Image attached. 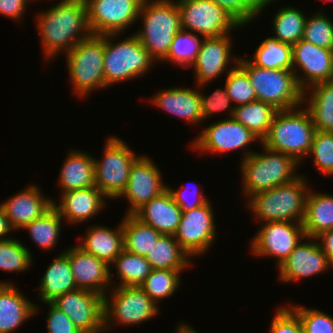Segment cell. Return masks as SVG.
Returning <instances> with one entry per match:
<instances>
[{
  "label": "cell",
  "instance_id": "obj_28",
  "mask_svg": "<svg viewBox=\"0 0 333 333\" xmlns=\"http://www.w3.org/2000/svg\"><path fill=\"white\" fill-rule=\"evenodd\" d=\"M68 255L63 251L49 264L40 281L39 299L52 302L56 297L77 290Z\"/></svg>",
  "mask_w": 333,
  "mask_h": 333
},
{
  "label": "cell",
  "instance_id": "obj_46",
  "mask_svg": "<svg viewBox=\"0 0 333 333\" xmlns=\"http://www.w3.org/2000/svg\"><path fill=\"white\" fill-rule=\"evenodd\" d=\"M291 308L298 314L304 333H333V317L317 309L294 305Z\"/></svg>",
  "mask_w": 333,
  "mask_h": 333
},
{
  "label": "cell",
  "instance_id": "obj_12",
  "mask_svg": "<svg viewBox=\"0 0 333 333\" xmlns=\"http://www.w3.org/2000/svg\"><path fill=\"white\" fill-rule=\"evenodd\" d=\"M92 34H121L139 19L143 0H84Z\"/></svg>",
  "mask_w": 333,
  "mask_h": 333
},
{
  "label": "cell",
  "instance_id": "obj_53",
  "mask_svg": "<svg viewBox=\"0 0 333 333\" xmlns=\"http://www.w3.org/2000/svg\"><path fill=\"white\" fill-rule=\"evenodd\" d=\"M12 229L13 228L11 227L7 216L5 215V212L0 205V241L11 239L6 236Z\"/></svg>",
  "mask_w": 333,
  "mask_h": 333
},
{
  "label": "cell",
  "instance_id": "obj_35",
  "mask_svg": "<svg viewBox=\"0 0 333 333\" xmlns=\"http://www.w3.org/2000/svg\"><path fill=\"white\" fill-rule=\"evenodd\" d=\"M250 59L255 66L266 69H292V45L268 37Z\"/></svg>",
  "mask_w": 333,
  "mask_h": 333
},
{
  "label": "cell",
  "instance_id": "obj_36",
  "mask_svg": "<svg viewBox=\"0 0 333 333\" xmlns=\"http://www.w3.org/2000/svg\"><path fill=\"white\" fill-rule=\"evenodd\" d=\"M111 264L117 269V279H120L118 286H140L153 270L145 257L126 250H123Z\"/></svg>",
  "mask_w": 333,
  "mask_h": 333
},
{
  "label": "cell",
  "instance_id": "obj_41",
  "mask_svg": "<svg viewBox=\"0 0 333 333\" xmlns=\"http://www.w3.org/2000/svg\"><path fill=\"white\" fill-rule=\"evenodd\" d=\"M233 59L235 60V66L225 72L227 74L225 87L228 96L231 98V101H234L238 105L257 101V96L247 73L238 65L239 57L234 58L233 56Z\"/></svg>",
  "mask_w": 333,
  "mask_h": 333
},
{
  "label": "cell",
  "instance_id": "obj_13",
  "mask_svg": "<svg viewBox=\"0 0 333 333\" xmlns=\"http://www.w3.org/2000/svg\"><path fill=\"white\" fill-rule=\"evenodd\" d=\"M51 303L64 312L81 333L105 332L103 295L77 289L56 297Z\"/></svg>",
  "mask_w": 333,
  "mask_h": 333
},
{
  "label": "cell",
  "instance_id": "obj_38",
  "mask_svg": "<svg viewBox=\"0 0 333 333\" xmlns=\"http://www.w3.org/2000/svg\"><path fill=\"white\" fill-rule=\"evenodd\" d=\"M62 219L59 212L52 207L43 216L25 225L23 229H27L34 243L43 250H49L55 247L58 241Z\"/></svg>",
  "mask_w": 333,
  "mask_h": 333
},
{
  "label": "cell",
  "instance_id": "obj_5",
  "mask_svg": "<svg viewBox=\"0 0 333 333\" xmlns=\"http://www.w3.org/2000/svg\"><path fill=\"white\" fill-rule=\"evenodd\" d=\"M301 176L248 198V207L256 219L264 222L289 221L302 223L305 216L308 186Z\"/></svg>",
  "mask_w": 333,
  "mask_h": 333
},
{
  "label": "cell",
  "instance_id": "obj_7",
  "mask_svg": "<svg viewBox=\"0 0 333 333\" xmlns=\"http://www.w3.org/2000/svg\"><path fill=\"white\" fill-rule=\"evenodd\" d=\"M118 35L104 34L103 67L106 87L141 77L156 62L135 34L116 44L111 43V39Z\"/></svg>",
  "mask_w": 333,
  "mask_h": 333
},
{
  "label": "cell",
  "instance_id": "obj_19",
  "mask_svg": "<svg viewBox=\"0 0 333 333\" xmlns=\"http://www.w3.org/2000/svg\"><path fill=\"white\" fill-rule=\"evenodd\" d=\"M306 239L309 242L300 241L289 257L277 267L281 281L288 283L303 277L308 278L332 268L321 246L316 242L317 238L306 237Z\"/></svg>",
  "mask_w": 333,
  "mask_h": 333
},
{
  "label": "cell",
  "instance_id": "obj_11",
  "mask_svg": "<svg viewBox=\"0 0 333 333\" xmlns=\"http://www.w3.org/2000/svg\"><path fill=\"white\" fill-rule=\"evenodd\" d=\"M111 301V302H110ZM104 296V328H111V321L119 324H139L158 313V305L140 286H114L111 300ZM112 315V316H111ZM112 317V319H111Z\"/></svg>",
  "mask_w": 333,
  "mask_h": 333
},
{
  "label": "cell",
  "instance_id": "obj_16",
  "mask_svg": "<svg viewBox=\"0 0 333 333\" xmlns=\"http://www.w3.org/2000/svg\"><path fill=\"white\" fill-rule=\"evenodd\" d=\"M298 69L302 70L305 77L296 74ZM292 70L299 86L304 90L306 102L308 86L310 88L316 83L333 80V49L321 48L300 39L292 45Z\"/></svg>",
  "mask_w": 333,
  "mask_h": 333
},
{
  "label": "cell",
  "instance_id": "obj_45",
  "mask_svg": "<svg viewBox=\"0 0 333 333\" xmlns=\"http://www.w3.org/2000/svg\"><path fill=\"white\" fill-rule=\"evenodd\" d=\"M308 156H314L321 173L333 175V132L316 130Z\"/></svg>",
  "mask_w": 333,
  "mask_h": 333
},
{
  "label": "cell",
  "instance_id": "obj_52",
  "mask_svg": "<svg viewBox=\"0 0 333 333\" xmlns=\"http://www.w3.org/2000/svg\"><path fill=\"white\" fill-rule=\"evenodd\" d=\"M316 238L318 241L321 240L319 245L327 256L330 266L333 268V229L321 233Z\"/></svg>",
  "mask_w": 333,
  "mask_h": 333
},
{
  "label": "cell",
  "instance_id": "obj_23",
  "mask_svg": "<svg viewBox=\"0 0 333 333\" xmlns=\"http://www.w3.org/2000/svg\"><path fill=\"white\" fill-rule=\"evenodd\" d=\"M60 196V204L53 202V207L70 224L92 219L106 205V196L96 186L67 191Z\"/></svg>",
  "mask_w": 333,
  "mask_h": 333
},
{
  "label": "cell",
  "instance_id": "obj_21",
  "mask_svg": "<svg viewBox=\"0 0 333 333\" xmlns=\"http://www.w3.org/2000/svg\"><path fill=\"white\" fill-rule=\"evenodd\" d=\"M229 36V34H226L202 39L200 50L191 65L198 86H203L212 79H216L226 70V66L232 60V57H230L232 55V41Z\"/></svg>",
  "mask_w": 333,
  "mask_h": 333
},
{
  "label": "cell",
  "instance_id": "obj_22",
  "mask_svg": "<svg viewBox=\"0 0 333 333\" xmlns=\"http://www.w3.org/2000/svg\"><path fill=\"white\" fill-rule=\"evenodd\" d=\"M42 195L37 186L29 185L1 204L13 230L22 229L53 207L54 200Z\"/></svg>",
  "mask_w": 333,
  "mask_h": 333
},
{
  "label": "cell",
  "instance_id": "obj_43",
  "mask_svg": "<svg viewBox=\"0 0 333 333\" xmlns=\"http://www.w3.org/2000/svg\"><path fill=\"white\" fill-rule=\"evenodd\" d=\"M303 40L315 46L333 49V22L322 12L306 19Z\"/></svg>",
  "mask_w": 333,
  "mask_h": 333
},
{
  "label": "cell",
  "instance_id": "obj_50",
  "mask_svg": "<svg viewBox=\"0 0 333 333\" xmlns=\"http://www.w3.org/2000/svg\"><path fill=\"white\" fill-rule=\"evenodd\" d=\"M186 186V185H185ZM185 186H181V189L179 190H174L173 188H170L169 186H167V188L169 189V191L172 193V196L176 202V204L181 208L182 211H189L192 210L194 208H197L203 204H205L208 199L203 195V193H201L197 188L196 190L191 189L189 190V188L187 189ZM186 191H190L188 192L191 197H194V200L192 199L191 201L188 200V195L186 196L187 193H185V189ZM188 197V198H187Z\"/></svg>",
  "mask_w": 333,
  "mask_h": 333
},
{
  "label": "cell",
  "instance_id": "obj_30",
  "mask_svg": "<svg viewBox=\"0 0 333 333\" xmlns=\"http://www.w3.org/2000/svg\"><path fill=\"white\" fill-rule=\"evenodd\" d=\"M302 225L306 237L313 238L333 229V195L309 190Z\"/></svg>",
  "mask_w": 333,
  "mask_h": 333
},
{
  "label": "cell",
  "instance_id": "obj_26",
  "mask_svg": "<svg viewBox=\"0 0 333 333\" xmlns=\"http://www.w3.org/2000/svg\"><path fill=\"white\" fill-rule=\"evenodd\" d=\"M154 95L151 98L152 103L163 111L183 118L191 124L203 121L199 91L180 87L162 90Z\"/></svg>",
  "mask_w": 333,
  "mask_h": 333
},
{
  "label": "cell",
  "instance_id": "obj_27",
  "mask_svg": "<svg viewBox=\"0 0 333 333\" xmlns=\"http://www.w3.org/2000/svg\"><path fill=\"white\" fill-rule=\"evenodd\" d=\"M86 231L83 242L78 246L111 266L114 259L124 250L122 222L115 230L96 225Z\"/></svg>",
  "mask_w": 333,
  "mask_h": 333
},
{
  "label": "cell",
  "instance_id": "obj_51",
  "mask_svg": "<svg viewBox=\"0 0 333 333\" xmlns=\"http://www.w3.org/2000/svg\"><path fill=\"white\" fill-rule=\"evenodd\" d=\"M29 0H0V14L20 21Z\"/></svg>",
  "mask_w": 333,
  "mask_h": 333
},
{
  "label": "cell",
  "instance_id": "obj_3",
  "mask_svg": "<svg viewBox=\"0 0 333 333\" xmlns=\"http://www.w3.org/2000/svg\"><path fill=\"white\" fill-rule=\"evenodd\" d=\"M315 132L316 128L307 108L300 110L299 106L278 110L269 132L261 144L270 150L290 155L301 162L308 156Z\"/></svg>",
  "mask_w": 333,
  "mask_h": 333
},
{
  "label": "cell",
  "instance_id": "obj_37",
  "mask_svg": "<svg viewBox=\"0 0 333 333\" xmlns=\"http://www.w3.org/2000/svg\"><path fill=\"white\" fill-rule=\"evenodd\" d=\"M308 17L297 8L286 6L279 9L273 19V31L279 42L293 45L303 37L305 22Z\"/></svg>",
  "mask_w": 333,
  "mask_h": 333
},
{
  "label": "cell",
  "instance_id": "obj_40",
  "mask_svg": "<svg viewBox=\"0 0 333 333\" xmlns=\"http://www.w3.org/2000/svg\"><path fill=\"white\" fill-rule=\"evenodd\" d=\"M200 38L196 33L181 29L175 34L170 50L162 61L175 62L183 68L191 67L202 44Z\"/></svg>",
  "mask_w": 333,
  "mask_h": 333
},
{
  "label": "cell",
  "instance_id": "obj_33",
  "mask_svg": "<svg viewBox=\"0 0 333 333\" xmlns=\"http://www.w3.org/2000/svg\"><path fill=\"white\" fill-rule=\"evenodd\" d=\"M306 104L313 124L318 131L333 132V80L312 86Z\"/></svg>",
  "mask_w": 333,
  "mask_h": 333
},
{
  "label": "cell",
  "instance_id": "obj_31",
  "mask_svg": "<svg viewBox=\"0 0 333 333\" xmlns=\"http://www.w3.org/2000/svg\"><path fill=\"white\" fill-rule=\"evenodd\" d=\"M277 109L269 103L254 101L236 105L229 110V116L251 130L261 141L266 137Z\"/></svg>",
  "mask_w": 333,
  "mask_h": 333
},
{
  "label": "cell",
  "instance_id": "obj_25",
  "mask_svg": "<svg viewBox=\"0 0 333 333\" xmlns=\"http://www.w3.org/2000/svg\"><path fill=\"white\" fill-rule=\"evenodd\" d=\"M37 307L10 282H0V333H12L18 329L37 313Z\"/></svg>",
  "mask_w": 333,
  "mask_h": 333
},
{
  "label": "cell",
  "instance_id": "obj_18",
  "mask_svg": "<svg viewBox=\"0 0 333 333\" xmlns=\"http://www.w3.org/2000/svg\"><path fill=\"white\" fill-rule=\"evenodd\" d=\"M160 169L147 156H140L132 165L125 190L118 197H126L130 206L126 214H133L143 204L167 189Z\"/></svg>",
  "mask_w": 333,
  "mask_h": 333
},
{
  "label": "cell",
  "instance_id": "obj_17",
  "mask_svg": "<svg viewBox=\"0 0 333 333\" xmlns=\"http://www.w3.org/2000/svg\"><path fill=\"white\" fill-rule=\"evenodd\" d=\"M206 127L198 138L193 141L192 148L196 151L224 153L241 150L253 141L260 139L233 117H228Z\"/></svg>",
  "mask_w": 333,
  "mask_h": 333
},
{
  "label": "cell",
  "instance_id": "obj_29",
  "mask_svg": "<svg viewBox=\"0 0 333 333\" xmlns=\"http://www.w3.org/2000/svg\"><path fill=\"white\" fill-rule=\"evenodd\" d=\"M94 157L80 150L70 151L60 170L62 192L95 186Z\"/></svg>",
  "mask_w": 333,
  "mask_h": 333
},
{
  "label": "cell",
  "instance_id": "obj_4",
  "mask_svg": "<svg viewBox=\"0 0 333 333\" xmlns=\"http://www.w3.org/2000/svg\"><path fill=\"white\" fill-rule=\"evenodd\" d=\"M138 17L144 20L143 29L134 34L154 60H163L182 29L176 0H143Z\"/></svg>",
  "mask_w": 333,
  "mask_h": 333
},
{
  "label": "cell",
  "instance_id": "obj_32",
  "mask_svg": "<svg viewBox=\"0 0 333 333\" xmlns=\"http://www.w3.org/2000/svg\"><path fill=\"white\" fill-rule=\"evenodd\" d=\"M189 257L174 235L162 234L145 258L153 269L185 270L191 264Z\"/></svg>",
  "mask_w": 333,
  "mask_h": 333
},
{
  "label": "cell",
  "instance_id": "obj_9",
  "mask_svg": "<svg viewBox=\"0 0 333 333\" xmlns=\"http://www.w3.org/2000/svg\"><path fill=\"white\" fill-rule=\"evenodd\" d=\"M102 160L94 158L95 186L106 198H118L128 183L135 155L123 140L112 136L107 139Z\"/></svg>",
  "mask_w": 333,
  "mask_h": 333
},
{
  "label": "cell",
  "instance_id": "obj_6",
  "mask_svg": "<svg viewBox=\"0 0 333 333\" xmlns=\"http://www.w3.org/2000/svg\"><path fill=\"white\" fill-rule=\"evenodd\" d=\"M238 65L247 73L257 101L269 103L277 110L296 108L304 103V90L292 69H266L242 57Z\"/></svg>",
  "mask_w": 333,
  "mask_h": 333
},
{
  "label": "cell",
  "instance_id": "obj_10",
  "mask_svg": "<svg viewBox=\"0 0 333 333\" xmlns=\"http://www.w3.org/2000/svg\"><path fill=\"white\" fill-rule=\"evenodd\" d=\"M181 27L203 36L219 37L241 25L211 0H176Z\"/></svg>",
  "mask_w": 333,
  "mask_h": 333
},
{
  "label": "cell",
  "instance_id": "obj_44",
  "mask_svg": "<svg viewBox=\"0 0 333 333\" xmlns=\"http://www.w3.org/2000/svg\"><path fill=\"white\" fill-rule=\"evenodd\" d=\"M230 14L241 26L251 22L276 0H211Z\"/></svg>",
  "mask_w": 333,
  "mask_h": 333
},
{
  "label": "cell",
  "instance_id": "obj_1",
  "mask_svg": "<svg viewBox=\"0 0 333 333\" xmlns=\"http://www.w3.org/2000/svg\"><path fill=\"white\" fill-rule=\"evenodd\" d=\"M36 22L46 59H52L61 50L67 53L92 34L84 0H62L39 14Z\"/></svg>",
  "mask_w": 333,
  "mask_h": 333
},
{
  "label": "cell",
  "instance_id": "obj_24",
  "mask_svg": "<svg viewBox=\"0 0 333 333\" xmlns=\"http://www.w3.org/2000/svg\"><path fill=\"white\" fill-rule=\"evenodd\" d=\"M133 215L161 234L174 235L180 223L182 210L167 188L159 196L143 204Z\"/></svg>",
  "mask_w": 333,
  "mask_h": 333
},
{
  "label": "cell",
  "instance_id": "obj_47",
  "mask_svg": "<svg viewBox=\"0 0 333 333\" xmlns=\"http://www.w3.org/2000/svg\"><path fill=\"white\" fill-rule=\"evenodd\" d=\"M270 333H304V329L298 314L286 306L277 310L270 325Z\"/></svg>",
  "mask_w": 333,
  "mask_h": 333
},
{
  "label": "cell",
  "instance_id": "obj_8",
  "mask_svg": "<svg viewBox=\"0 0 333 333\" xmlns=\"http://www.w3.org/2000/svg\"><path fill=\"white\" fill-rule=\"evenodd\" d=\"M74 91L86 96L96 89L106 88L104 78V35L91 34L65 55Z\"/></svg>",
  "mask_w": 333,
  "mask_h": 333
},
{
  "label": "cell",
  "instance_id": "obj_2",
  "mask_svg": "<svg viewBox=\"0 0 333 333\" xmlns=\"http://www.w3.org/2000/svg\"><path fill=\"white\" fill-rule=\"evenodd\" d=\"M263 149V154L248 149L243 156L241 163L243 194L249 198L299 177L295 172L299 162L295 158L265 146Z\"/></svg>",
  "mask_w": 333,
  "mask_h": 333
},
{
  "label": "cell",
  "instance_id": "obj_34",
  "mask_svg": "<svg viewBox=\"0 0 333 333\" xmlns=\"http://www.w3.org/2000/svg\"><path fill=\"white\" fill-rule=\"evenodd\" d=\"M123 218L124 250L146 257L162 234L133 214H126Z\"/></svg>",
  "mask_w": 333,
  "mask_h": 333
},
{
  "label": "cell",
  "instance_id": "obj_49",
  "mask_svg": "<svg viewBox=\"0 0 333 333\" xmlns=\"http://www.w3.org/2000/svg\"><path fill=\"white\" fill-rule=\"evenodd\" d=\"M49 306L47 329L48 333H81L72 323L70 318L51 302H44Z\"/></svg>",
  "mask_w": 333,
  "mask_h": 333
},
{
  "label": "cell",
  "instance_id": "obj_15",
  "mask_svg": "<svg viewBox=\"0 0 333 333\" xmlns=\"http://www.w3.org/2000/svg\"><path fill=\"white\" fill-rule=\"evenodd\" d=\"M210 201L182 216L174 238L180 247L191 257L205 254L215 240L214 213Z\"/></svg>",
  "mask_w": 333,
  "mask_h": 333
},
{
  "label": "cell",
  "instance_id": "obj_54",
  "mask_svg": "<svg viewBox=\"0 0 333 333\" xmlns=\"http://www.w3.org/2000/svg\"><path fill=\"white\" fill-rule=\"evenodd\" d=\"M176 329L175 333H197L194 328L192 329L191 326L184 323L180 324Z\"/></svg>",
  "mask_w": 333,
  "mask_h": 333
},
{
  "label": "cell",
  "instance_id": "obj_20",
  "mask_svg": "<svg viewBox=\"0 0 333 333\" xmlns=\"http://www.w3.org/2000/svg\"><path fill=\"white\" fill-rule=\"evenodd\" d=\"M64 252L68 255L77 288L105 296L112 277L110 265L78 245Z\"/></svg>",
  "mask_w": 333,
  "mask_h": 333
},
{
  "label": "cell",
  "instance_id": "obj_14",
  "mask_svg": "<svg viewBox=\"0 0 333 333\" xmlns=\"http://www.w3.org/2000/svg\"><path fill=\"white\" fill-rule=\"evenodd\" d=\"M306 239L302 223L289 221L265 222L251 240V252L257 256L277 258V266L285 261L294 248Z\"/></svg>",
  "mask_w": 333,
  "mask_h": 333
},
{
  "label": "cell",
  "instance_id": "obj_39",
  "mask_svg": "<svg viewBox=\"0 0 333 333\" xmlns=\"http://www.w3.org/2000/svg\"><path fill=\"white\" fill-rule=\"evenodd\" d=\"M183 270L153 269L140 287L156 303L171 296L180 284V274Z\"/></svg>",
  "mask_w": 333,
  "mask_h": 333
},
{
  "label": "cell",
  "instance_id": "obj_42",
  "mask_svg": "<svg viewBox=\"0 0 333 333\" xmlns=\"http://www.w3.org/2000/svg\"><path fill=\"white\" fill-rule=\"evenodd\" d=\"M32 254L21 241L14 238L0 241V269L22 272L30 268Z\"/></svg>",
  "mask_w": 333,
  "mask_h": 333
},
{
  "label": "cell",
  "instance_id": "obj_48",
  "mask_svg": "<svg viewBox=\"0 0 333 333\" xmlns=\"http://www.w3.org/2000/svg\"><path fill=\"white\" fill-rule=\"evenodd\" d=\"M199 94L203 120L216 112L227 110L231 105V98L227 94L226 87H224V90L220 88L216 89L209 97L204 96L201 92Z\"/></svg>",
  "mask_w": 333,
  "mask_h": 333
}]
</instances>
